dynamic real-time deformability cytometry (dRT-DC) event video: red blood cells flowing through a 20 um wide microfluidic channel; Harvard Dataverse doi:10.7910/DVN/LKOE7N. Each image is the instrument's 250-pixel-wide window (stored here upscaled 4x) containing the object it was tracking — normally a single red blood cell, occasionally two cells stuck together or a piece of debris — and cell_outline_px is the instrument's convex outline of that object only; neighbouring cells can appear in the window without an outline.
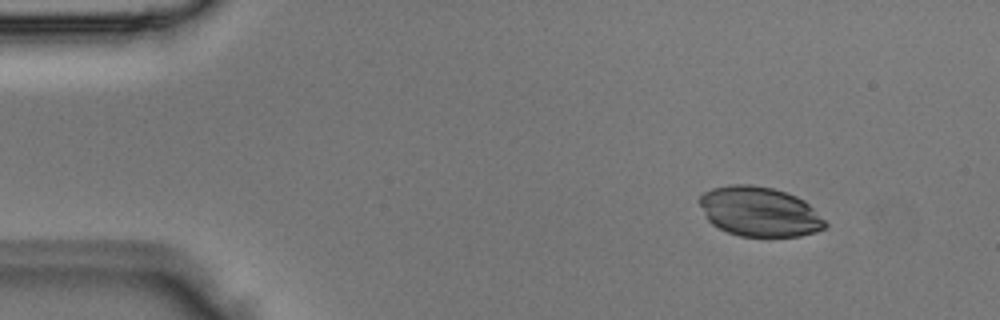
{"species": "Egyptian fruit bat (a non-hibernating species)", "species_latin": "Rousettus aegyptiacus", "temperature_condition": "room temperature", "stored_images_in_passage": 4, "segment_of_instrument_passage": [1, 2], "camera_frame_rate_fps": 3000, "um_per_image_px": 0.085, "animal": {"sex": "male"}, "frame": {"image": 1, "passage_image": 1, "time_ms": 0.0, "image_size_px": [1000, 320], "cell_outline_px": [[828, 224], [824, 228], [816, 232], [800, 236], [740, 236], [728, 232], [712, 224], [704, 216], [700, 204], [700, 196], [704, 192], [712, 188], [732, 184], [752, 184], [772, 188], [796, 196], [804, 200]], "centroid_in_image_um": [64.54, 17.99], "position_along_channel_um": 20.5, "area_um2": 36.18}}